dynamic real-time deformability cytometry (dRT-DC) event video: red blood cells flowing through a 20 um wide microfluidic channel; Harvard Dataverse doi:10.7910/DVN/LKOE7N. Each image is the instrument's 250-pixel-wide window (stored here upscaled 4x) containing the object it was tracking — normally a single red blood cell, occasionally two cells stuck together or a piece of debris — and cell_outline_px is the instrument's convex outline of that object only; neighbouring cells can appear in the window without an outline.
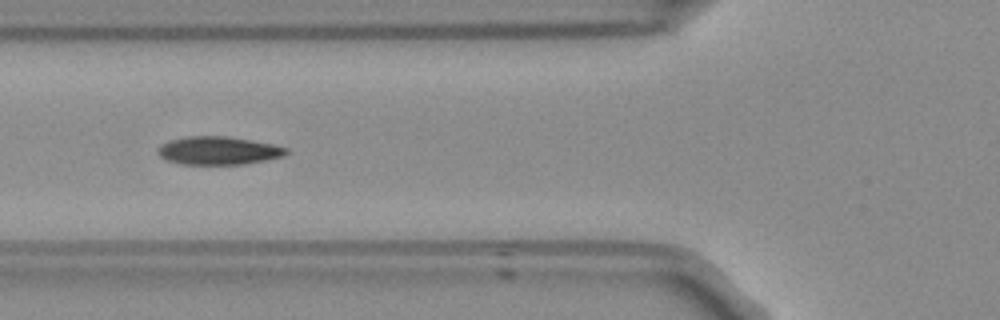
{"species": "Egyptian fruit bat (a non-hibernating species)", "species_latin": "Rousettus aegyptiacus", "temperature_condition": "room temperature", "stored_images_in_passage": 18, "camera_frame_rate_fps": 3000, "um_per_image_px": 0.085, "frame": {"image": 1, "passage_image": 8, "time_ms": 2.333, "image_size_px": [1000, 320], "cell_outline_px": [[288, 152], [284, 156], [244, 164], [184, 164], [168, 160], [160, 156], [156, 152], [160, 144], [172, 140], [188, 136], [228, 136], [252, 140], [272, 144], [288, 148]], "centroid_in_image_um": [18.57, 12.79], "position_along_channel_um": 107.2, "area_um2": 20.92}}
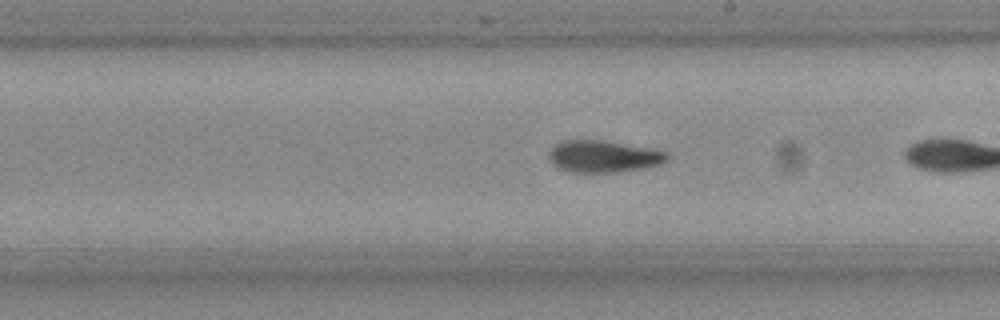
{"frame": {"image": 2, "passage_image": 16, "time_ms": 5.0, "image_size_px": [1000, 320], "cell_outline_px": [[668, 160], [656, 164], [640, 168], [612, 172], [572, 172], [556, 168], [548, 160], [552, 148], [556, 144], [564, 140], [600, 140], [668, 152]], "centroid_in_image_um": [51.21, 13.3], "position_along_channel_um": 237.8, "area_um2": 21.44}}